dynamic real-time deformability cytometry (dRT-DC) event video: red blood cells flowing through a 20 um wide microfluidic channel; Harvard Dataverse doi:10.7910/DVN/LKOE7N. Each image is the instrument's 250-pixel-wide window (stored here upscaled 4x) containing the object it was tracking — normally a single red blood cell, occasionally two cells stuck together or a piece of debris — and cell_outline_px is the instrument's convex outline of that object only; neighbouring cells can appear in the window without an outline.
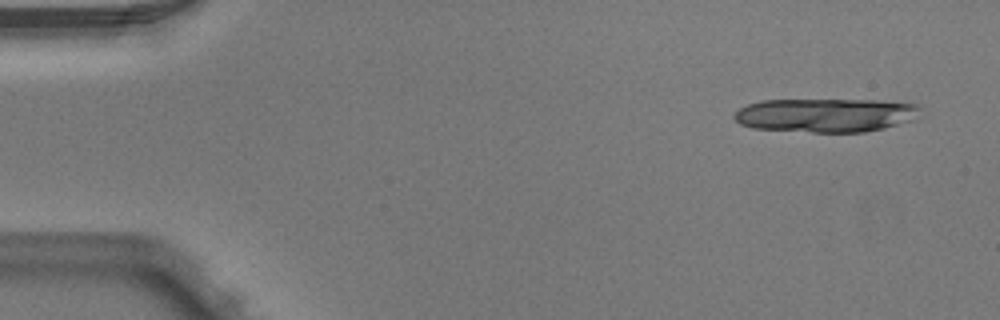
{"species": "Egyptian fruit bat (a non-hibernating species)", "species_latin": "Rousettus aegyptiacus", "temperature_condition": "warm", "stored_images_in_passage": 2, "camera_frame_rate_fps": 3000, "um_per_image_px": 0.085, "animal": {"sex": "male"}, "frame": {"image": 1, "passage_image": 1, "time_ms": 0.0, "image_size_px": [1000, 320], "cell_outline_px": [[920, 108], [912, 120], [884, 128], [864, 132], [812, 132], [752, 128], [740, 124], [732, 116], [740, 108], [748, 104], [760, 100], [876, 100], [916, 104]], "centroid_in_image_um": [70.13, 9.79], "position_along_channel_um": 14.9, "area_um2": 36.47}}